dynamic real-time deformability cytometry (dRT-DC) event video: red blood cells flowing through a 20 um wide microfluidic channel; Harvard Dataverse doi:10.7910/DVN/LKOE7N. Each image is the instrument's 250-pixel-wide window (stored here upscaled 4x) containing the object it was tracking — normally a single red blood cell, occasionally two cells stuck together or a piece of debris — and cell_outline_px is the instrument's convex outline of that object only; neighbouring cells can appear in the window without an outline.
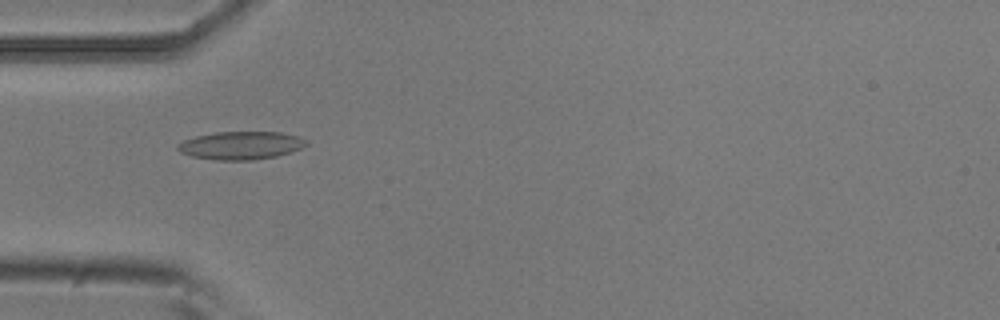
{"species": "common noctule bat (a hibernating species)", "species_latin": "Nyctalus noctula", "temperature_condition": "room temperature", "stored_images_in_passage": 7, "camera_frame_rate_fps": 3000, "um_per_image_px": 0.085, "animal": {"sex": "male", "body_mass_g": 20.5, "forearm_length_mm": 52.5}, "frame": {"image": 1, "passage_image": 5, "time_ms": 1.333, "image_size_px": [1000, 320], "cell_outline_px": [[308, 144], [300, 148], [276, 156], [252, 160], [216, 160], [192, 156], [180, 152], [176, 148], [176, 144], [184, 140], [196, 136], [216, 132], [280, 132], [300, 136], [308, 140]], "centroid_in_image_um": [20.47, 12.35], "position_along_channel_um": 64.5, "area_um2": 20.98}}
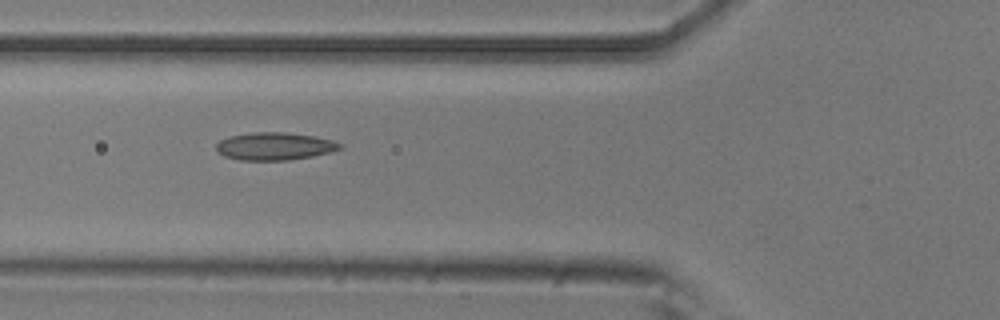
{"frame": {"image": 2, "passage_image": 6, "time_ms": 1.667, "image_size_px": [1000, 320], "cell_outline_px": [[344, 148], [332, 152], [312, 156], [288, 160], [240, 160], [224, 156], [216, 152], [216, 144], [220, 140], [232, 136], [256, 132], [284, 132], [312, 136], [332, 140], [340, 144]], "centroid_in_image_um": [23.34, 12.44], "position_along_channel_um": 102.5, "area_um2": 19.83}}
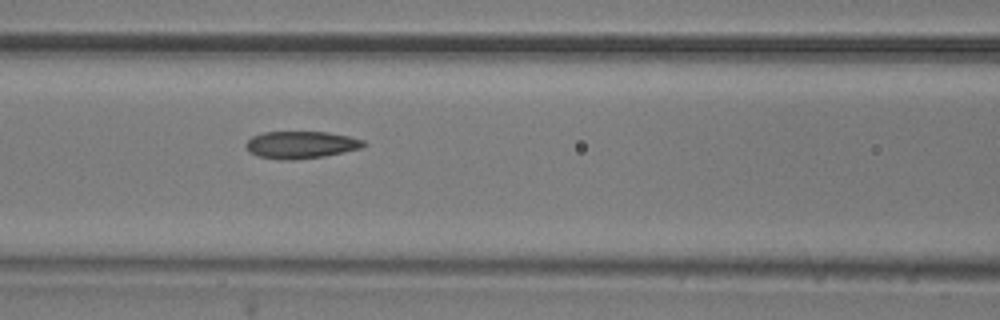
{"frame": {"image": 3, "passage_image": 7, "time_ms": 2.0, "image_size_px": [1000, 320], "cell_outline_px": [[368, 144], [364, 148], [324, 156], [292, 160], [256, 156], [248, 152], [244, 144], [252, 136], [264, 132], [328, 132], [348, 136], [364, 140]], "centroid_in_image_um": [25.6, 12.3], "position_along_channel_um": 141.0, "area_um2": 18.79}}